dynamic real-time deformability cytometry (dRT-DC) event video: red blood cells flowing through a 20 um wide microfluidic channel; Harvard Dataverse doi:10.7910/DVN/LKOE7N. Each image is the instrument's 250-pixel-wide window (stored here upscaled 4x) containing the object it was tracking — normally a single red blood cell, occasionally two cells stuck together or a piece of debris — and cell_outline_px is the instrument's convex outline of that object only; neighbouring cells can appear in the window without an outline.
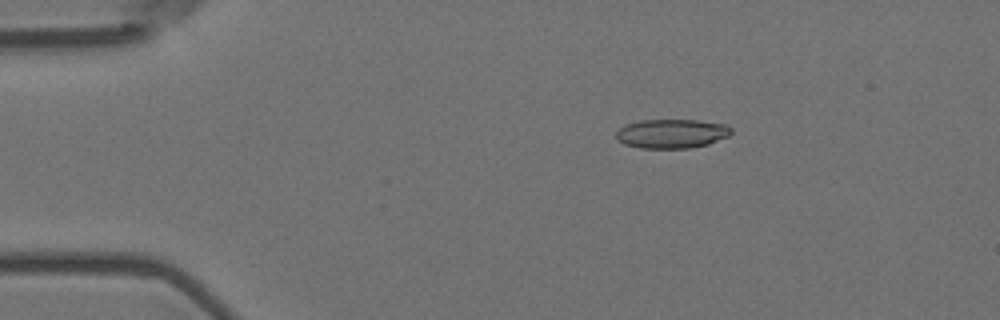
{"species": "Egyptian fruit bat (a non-hibernating species)", "species_latin": "Rousettus aegyptiacus", "temperature_condition": "room temperature", "stored_images_in_passage": 48, "camera_frame_rate_fps": 3000, "um_per_image_px": 0.085, "animal": {"sex": "female"}, "frame": {"image": 1, "passage_image": 1, "time_ms": 0.0, "image_size_px": [1000, 320], "cell_outline_px": [[732, 132], [728, 136], [708, 144], [688, 148], [640, 148], [624, 144], [616, 140], [616, 132], [624, 124], [640, 120], [696, 120], [724, 124], [732, 128]], "centroid_in_image_um": [57.06, 11.36], "position_along_channel_um": 27.9, "area_um2": 19.59}}
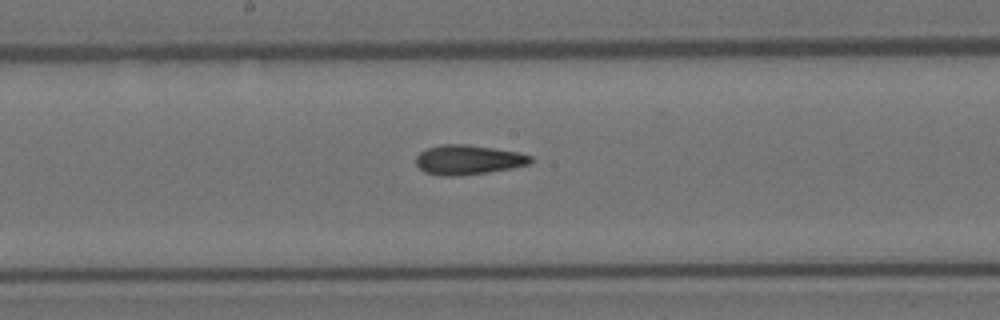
{"frame": {"image": 2, "passage_image": 21, "time_ms": 6.667, "image_size_px": [1000, 320], "cell_outline_px": [[532, 160], [528, 164], [512, 168], [488, 172], [460, 176], [440, 176], [424, 172], [416, 164], [416, 156], [420, 152], [428, 148], [440, 144], [464, 144], [520, 152], [532, 156]], "centroid_in_image_um": [39.78, 13.59], "position_along_channel_um": 208.4, "area_um2": 19.83}}
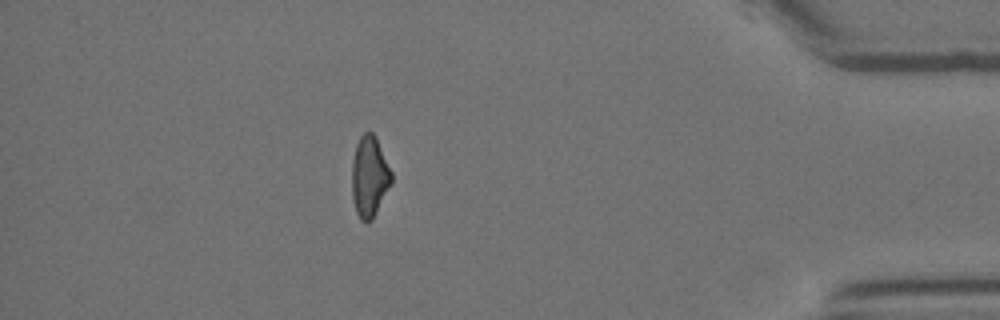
{"frame": {"image": 3, "passage_image": 41, "time_ms": 13.333, "image_size_px": [1000, 320], "cell_outline_px": [[392, 180], [372, 220], [360, 220], [356, 212], [352, 200], [352, 160], [356, 144], [360, 136], [364, 132], [372, 132], [376, 136], [392, 172]], "centroid_in_image_um": [31.39, 14.97], "position_along_channel_um": 403.8, "area_um2": 18.55}, "authors_computed_cell_mechanics": {"area_um2": 19.3919, "velocity_mm_per_s": 3.6037, "shape_relaxation_time_tau1_ms": 10.5544, "shape_relaxation_time_tau2_ms": 3.2831, "deformation_change_tau1": 0.2367, "deformation_change_tau2": 0.1281}}